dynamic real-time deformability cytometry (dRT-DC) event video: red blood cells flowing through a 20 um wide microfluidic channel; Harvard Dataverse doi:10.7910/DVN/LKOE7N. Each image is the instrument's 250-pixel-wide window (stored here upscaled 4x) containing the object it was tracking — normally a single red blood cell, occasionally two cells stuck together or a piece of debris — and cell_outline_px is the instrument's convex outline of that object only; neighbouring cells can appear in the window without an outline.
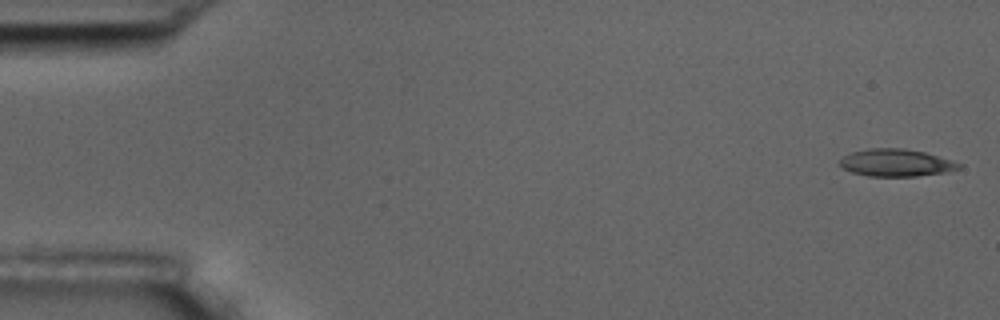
{"species": "common noctule bat (a hibernating species)", "species_latin": "Nyctalus noctula", "temperature_condition": "room temperature", "stored_images_in_passage": 4, "camera_frame_rate_fps": 3000, "um_per_image_px": 0.085, "animal": {"sex": "male", "body_mass_g": 17.5, "forearm_length_mm": 52.3}, "frame": {"image": 1, "passage_image": 1, "time_ms": 0.0, "image_size_px": [1000, 320], "cell_outline_px": [[964, 164], [960, 168], [944, 172], [916, 176], [868, 176], [852, 172], [844, 168], [840, 164], [840, 160], [844, 156], [852, 152], [868, 148], [904, 148], [924, 152], [952, 160]], "centroid_in_image_um": [76.19, 13.83], "position_along_channel_um": 8.8, "area_um2": 18.84}}